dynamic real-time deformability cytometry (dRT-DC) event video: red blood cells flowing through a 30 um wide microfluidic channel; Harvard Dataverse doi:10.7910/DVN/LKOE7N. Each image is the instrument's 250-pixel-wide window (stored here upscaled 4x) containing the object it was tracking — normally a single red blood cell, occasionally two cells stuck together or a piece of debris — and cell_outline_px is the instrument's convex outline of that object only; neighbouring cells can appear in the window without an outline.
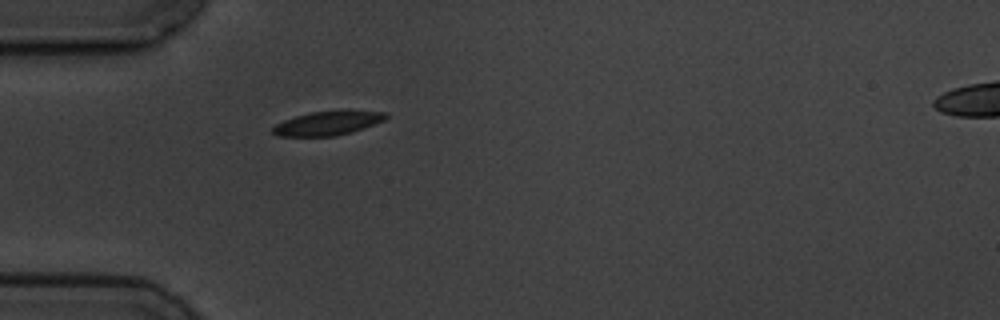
{"species": "common noctule bat (a hibernating species)", "species_latin": "Nyctalus noctula", "temperature_condition": "cold", "stored_images_in_passage": 7, "segment_of_instrument_passage": [1, 2], "camera_frame_rate_fps": 3000, "um_per_image_px": 0.085, "animal": {"sex": "male", "body_mass_g": 19.5, "forearm_length_mm": 54.6}, "frame": {"image": 1, "passage_image": 6, "time_ms": 6.0, "image_size_px": [1000, 320], "cell_outline_px": [[388, 116], [384, 120], [364, 128], [352, 132], [332, 136], [276, 136], [272, 132], [272, 128], [276, 124], [284, 120], [296, 116], [312, 112], [384, 112]], "centroid_in_image_um": [27.79, 10.51], "position_along_channel_um": 57.2, "area_um2": 15.2}}